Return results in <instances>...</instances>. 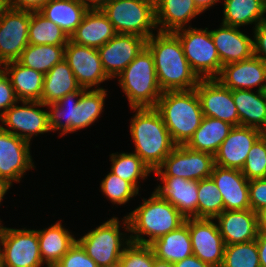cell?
<instances>
[{"label":"cell","instance_id":"7a4b0ae2","mask_svg":"<svg viewBox=\"0 0 266 267\" xmlns=\"http://www.w3.org/2000/svg\"><path fill=\"white\" fill-rule=\"evenodd\" d=\"M108 89H85L65 95L58 102L47 105L51 132L60 137L93 125L104 112Z\"/></svg>","mask_w":266,"mask_h":267},{"label":"cell","instance_id":"e575fe53","mask_svg":"<svg viewBox=\"0 0 266 267\" xmlns=\"http://www.w3.org/2000/svg\"><path fill=\"white\" fill-rule=\"evenodd\" d=\"M110 171L119 178L130 182L138 191L141 180H146L153 173L142 159L133 152H115L109 154ZM140 181V182H139Z\"/></svg>","mask_w":266,"mask_h":267},{"label":"cell","instance_id":"db71d44e","mask_svg":"<svg viewBox=\"0 0 266 267\" xmlns=\"http://www.w3.org/2000/svg\"><path fill=\"white\" fill-rule=\"evenodd\" d=\"M11 8L9 0H0V17Z\"/></svg>","mask_w":266,"mask_h":267},{"label":"cell","instance_id":"f6af8a7d","mask_svg":"<svg viewBox=\"0 0 266 267\" xmlns=\"http://www.w3.org/2000/svg\"><path fill=\"white\" fill-rule=\"evenodd\" d=\"M17 102L19 100L12 87L11 80L0 68V116Z\"/></svg>","mask_w":266,"mask_h":267},{"label":"cell","instance_id":"cb8c5ba5","mask_svg":"<svg viewBox=\"0 0 266 267\" xmlns=\"http://www.w3.org/2000/svg\"><path fill=\"white\" fill-rule=\"evenodd\" d=\"M210 33L222 66L253 56V36L245 34L240 27L220 23L219 28L211 29Z\"/></svg>","mask_w":266,"mask_h":267},{"label":"cell","instance_id":"7c38bea8","mask_svg":"<svg viewBox=\"0 0 266 267\" xmlns=\"http://www.w3.org/2000/svg\"><path fill=\"white\" fill-rule=\"evenodd\" d=\"M214 165L213 155L177 145L153 173L158 177L200 181L211 176Z\"/></svg>","mask_w":266,"mask_h":267},{"label":"cell","instance_id":"816d5d0a","mask_svg":"<svg viewBox=\"0 0 266 267\" xmlns=\"http://www.w3.org/2000/svg\"><path fill=\"white\" fill-rule=\"evenodd\" d=\"M198 9L204 13L205 11L209 10L211 7L216 5L217 3L221 2L220 0H194Z\"/></svg>","mask_w":266,"mask_h":267},{"label":"cell","instance_id":"d6a6232c","mask_svg":"<svg viewBox=\"0 0 266 267\" xmlns=\"http://www.w3.org/2000/svg\"><path fill=\"white\" fill-rule=\"evenodd\" d=\"M80 88L72 69L63 59L44 74L41 102L46 105L56 103Z\"/></svg>","mask_w":266,"mask_h":267},{"label":"cell","instance_id":"f1b7e54d","mask_svg":"<svg viewBox=\"0 0 266 267\" xmlns=\"http://www.w3.org/2000/svg\"><path fill=\"white\" fill-rule=\"evenodd\" d=\"M10 78L19 101H41L44 74L22 65L18 60L0 67Z\"/></svg>","mask_w":266,"mask_h":267},{"label":"cell","instance_id":"9a60e30c","mask_svg":"<svg viewBox=\"0 0 266 267\" xmlns=\"http://www.w3.org/2000/svg\"><path fill=\"white\" fill-rule=\"evenodd\" d=\"M31 11L10 8L0 17V67L17 61L29 44Z\"/></svg>","mask_w":266,"mask_h":267},{"label":"cell","instance_id":"277c9868","mask_svg":"<svg viewBox=\"0 0 266 267\" xmlns=\"http://www.w3.org/2000/svg\"><path fill=\"white\" fill-rule=\"evenodd\" d=\"M142 201L126 214L131 242L149 245L185 222L186 218L173 205L154 192Z\"/></svg>","mask_w":266,"mask_h":267},{"label":"cell","instance_id":"9f6ffc18","mask_svg":"<svg viewBox=\"0 0 266 267\" xmlns=\"http://www.w3.org/2000/svg\"><path fill=\"white\" fill-rule=\"evenodd\" d=\"M261 230L266 234V212L260 216Z\"/></svg>","mask_w":266,"mask_h":267},{"label":"cell","instance_id":"11a10c76","mask_svg":"<svg viewBox=\"0 0 266 267\" xmlns=\"http://www.w3.org/2000/svg\"><path fill=\"white\" fill-rule=\"evenodd\" d=\"M154 267H173L172 263L154 258Z\"/></svg>","mask_w":266,"mask_h":267},{"label":"cell","instance_id":"4fadbf2b","mask_svg":"<svg viewBox=\"0 0 266 267\" xmlns=\"http://www.w3.org/2000/svg\"><path fill=\"white\" fill-rule=\"evenodd\" d=\"M31 145L0 127V179L9 187L20 183L27 171L35 170Z\"/></svg>","mask_w":266,"mask_h":267},{"label":"cell","instance_id":"6f0895ef","mask_svg":"<svg viewBox=\"0 0 266 267\" xmlns=\"http://www.w3.org/2000/svg\"><path fill=\"white\" fill-rule=\"evenodd\" d=\"M0 267H3V265H2V252H1V249H0Z\"/></svg>","mask_w":266,"mask_h":267},{"label":"cell","instance_id":"7dc6e473","mask_svg":"<svg viewBox=\"0 0 266 267\" xmlns=\"http://www.w3.org/2000/svg\"><path fill=\"white\" fill-rule=\"evenodd\" d=\"M50 0H9L11 8L27 11H39Z\"/></svg>","mask_w":266,"mask_h":267},{"label":"cell","instance_id":"ba28073f","mask_svg":"<svg viewBox=\"0 0 266 267\" xmlns=\"http://www.w3.org/2000/svg\"><path fill=\"white\" fill-rule=\"evenodd\" d=\"M101 10L117 34H134L147 40L158 32L155 0H111Z\"/></svg>","mask_w":266,"mask_h":267},{"label":"cell","instance_id":"2e32d148","mask_svg":"<svg viewBox=\"0 0 266 267\" xmlns=\"http://www.w3.org/2000/svg\"><path fill=\"white\" fill-rule=\"evenodd\" d=\"M195 90L205 117L220 119L233 126H240L231 89L225 87L217 78H211L200 79Z\"/></svg>","mask_w":266,"mask_h":267},{"label":"cell","instance_id":"83f0119b","mask_svg":"<svg viewBox=\"0 0 266 267\" xmlns=\"http://www.w3.org/2000/svg\"><path fill=\"white\" fill-rule=\"evenodd\" d=\"M240 126L252 127L266 133V91L232 90Z\"/></svg>","mask_w":266,"mask_h":267},{"label":"cell","instance_id":"7402d4cb","mask_svg":"<svg viewBox=\"0 0 266 267\" xmlns=\"http://www.w3.org/2000/svg\"><path fill=\"white\" fill-rule=\"evenodd\" d=\"M214 220L225 245L256 240L261 229L260 215L251 209L223 211Z\"/></svg>","mask_w":266,"mask_h":267},{"label":"cell","instance_id":"ac0fdd59","mask_svg":"<svg viewBox=\"0 0 266 267\" xmlns=\"http://www.w3.org/2000/svg\"><path fill=\"white\" fill-rule=\"evenodd\" d=\"M146 46V39L134 34H116L98 48L104 71L115 79Z\"/></svg>","mask_w":266,"mask_h":267},{"label":"cell","instance_id":"f546056e","mask_svg":"<svg viewBox=\"0 0 266 267\" xmlns=\"http://www.w3.org/2000/svg\"><path fill=\"white\" fill-rule=\"evenodd\" d=\"M157 259L175 263L193 255L188 218L177 229L149 244Z\"/></svg>","mask_w":266,"mask_h":267},{"label":"cell","instance_id":"60d3db41","mask_svg":"<svg viewBox=\"0 0 266 267\" xmlns=\"http://www.w3.org/2000/svg\"><path fill=\"white\" fill-rule=\"evenodd\" d=\"M241 172L248 180L266 178V133L250 149Z\"/></svg>","mask_w":266,"mask_h":267},{"label":"cell","instance_id":"d4e9b609","mask_svg":"<svg viewBox=\"0 0 266 267\" xmlns=\"http://www.w3.org/2000/svg\"><path fill=\"white\" fill-rule=\"evenodd\" d=\"M201 14L194 0H155L158 32H174L192 27L190 22Z\"/></svg>","mask_w":266,"mask_h":267},{"label":"cell","instance_id":"5bb4252c","mask_svg":"<svg viewBox=\"0 0 266 267\" xmlns=\"http://www.w3.org/2000/svg\"><path fill=\"white\" fill-rule=\"evenodd\" d=\"M64 60L69 64L78 84L85 89H105L101 83L111 80L104 71L96 48L81 46L70 40L65 46Z\"/></svg>","mask_w":266,"mask_h":267},{"label":"cell","instance_id":"44dd1931","mask_svg":"<svg viewBox=\"0 0 266 267\" xmlns=\"http://www.w3.org/2000/svg\"><path fill=\"white\" fill-rule=\"evenodd\" d=\"M217 79L231 90L266 91V64L253 55L247 60L224 65Z\"/></svg>","mask_w":266,"mask_h":267},{"label":"cell","instance_id":"30bf717a","mask_svg":"<svg viewBox=\"0 0 266 267\" xmlns=\"http://www.w3.org/2000/svg\"><path fill=\"white\" fill-rule=\"evenodd\" d=\"M0 224L3 267H45L40 254L37 229L9 228Z\"/></svg>","mask_w":266,"mask_h":267},{"label":"cell","instance_id":"681fc988","mask_svg":"<svg viewBox=\"0 0 266 267\" xmlns=\"http://www.w3.org/2000/svg\"><path fill=\"white\" fill-rule=\"evenodd\" d=\"M173 267H213V266L201 261L195 255H191L181 261L173 263Z\"/></svg>","mask_w":266,"mask_h":267},{"label":"cell","instance_id":"ab89813d","mask_svg":"<svg viewBox=\"0 0 266 267\" xmlns=\"http://www.w3.org/2000/svg\"><path fill=\"white\" fill-rule=\"evenodd\" d=\"M100 191L106 199L117 206L125 205L134 197L141 196L139 191L130 183L127 182L111 171L101 180Z\"/></svg>","mask_w":266,"mask_h":267},{"label":"cell","instance_id":"1f68e13d","mask_svg":"<svg viewBox=\"0 0 266 267\" xmlns=\"http://www.w3.org/2000/svg\"><path fill=\"white\" fill-rule=\"evenodd\" d=\"M88 10L81 0H50L39 12L70 38Z\"/></svg>","mask_w":266,"mask_h":267},{"label":"cell","instance_id":"8992f818","mask_svg":"<svg viewBox=\"0 0 266 267\" xmlns=\"http://www.w3.org/2000/svg\"><path fill=\"white\" fill-rule=\"evenodd\" d=\"M116 79L130 108H155L163 93L157 81L153 55L146 46Z\"/></svg>","mask_w":266,"mask_h":267},{"label":"cell","instance_id":"74e56055","mask_svg":"<svg viewBox=\"0 0 266 267\" xmlns=\"http://www.w3.org/2000/svg\"><path fill=\"white\" fill-rule=\"evenodd\" d=\"M224 211V202L211 177L199 181L198 218L215 219Z\"/></svg>","mask_w":266,"mask_h":267},{"label":"cell","instance_id":"c3c4849f","mask_svg":"<svg viewBox=\"0 0 266 267\" xmlns=\"http://www.w3.org/2000/svg\"><path fill=\"white\" fill-rule=\"evenodd\" d=\"M259 262L261 267H266V234L260 229L256 238Z\"/></svg>","mask_w":266,"mask_h":267},{"label":"cell","instance_id":"ee69618b","mask_svg":"<svg viewBox=\"0 0 266 267\" xmlns=\"http://www.w3.org/2000/svg\"><path fill=\"white\" fill-rule=\"evenodd\" d=\"M249 203L260 216L266 212V178L249 180Z\"/></svg>","mask_w":266,"mask_h":267},{"label":"cell","instance_id":"f907efd6","mask_svg":"<svg viewBox=\"0 0 266 267\" xmlns=\"http://www.w3.org/2000/svg\"><path fill=\"white\" fill-rule=\"evenodd\" d=\"M88 9L101 10L111 0H81Z\"/></svg>","mask_w":266,"mask_h":267},{"label":"cell","instance_id":"5b68a950","mask_svg":"<svg viewBox=\"0 0 266 267\" xmlns=\"http://www.w3.org/2000/svg\"><path fill=\"white\" fill-rule=\"evenodd\" d=\"M155 109L176 145H186L204 118L195 89L164 91Z\"/></svg>","mask_w":266,"mask_h":267},{"label":"cell","instance_id":"ffe728a7","mask_svg":"<svg viewBox=\"0 0 266 267\" xmlns=\"http://www.w3.org/2000/svg\"><path fill=\"white\" fill-rule=\"evenodd\" d=\"M160 183L154 188L161 199L168 201L185 218H198L199 181L182 177H158Z\"/></svg>","mask_w":266,"mask_h":267},{"label":"cell","instance_id":"6da1fadb","mask_svg":"<svg viewBox=\"0 0 266 267\" xmlns=\"http://www.w3.org/2000/svg\"><path fill=\"white\" fill-rule=\"evenodd\" d=\"M146 47L153 55L157 81L163 92L195 89L200 78L190 67L173 32H156L146 40Z\"/></svg>","mask_w":266,"mask_h":267},{"label":"cell","instance_id":"52a82bcc","mask_svg":"<svg viewBox=\"0 0 266 267\" xmlns=\"http://www.w3.org/2000/svg\"><path fill=\"white\" fill-rule=\"evenodd\" d=\"M120 228L125 231L121 232ZM129 234L127 216L124 215L120 220L113 216L96 228L88 230L77 238V242L99 267H118L124 248L131 242Z\"/></svg>","mask_w":266,"mask_h":267},{"label":"cell","instance_id":"e0dca14e","mask_svg":"<svg viewBox=\"0 0 266 267\" xmlns=\"http://www.w3.org/2000/svg\"><path fill=\"white\" fill-rule=\"evenodd\" d=\"M193 255L213 267H221L225 243L214 219L188 218Z\"/></svg>","mask_w":266,"mask_h":267},{"label":"cell","instance_id":"b9f144b4","mask_svg":"<svg viewBox=\"0 0 266 267\" xmlns=\"http://www.w3.org/2000/svg\"><path fill=\"white\" fill-rule=\"evenodd\" d=\"M154 258L150 245L130 242L124 248L118 267H154Z\"/></svg>","mask_w":266,"mask_h":267},{"label":"cell","instance_id":"f35d334b","mask_svg":"<svg viewBox=\"0 0 266 267\" xmlns=\"http://www.w3.org/2000/svg\"><path fill=\"white\" fill-rule=\"evenodd\" d=\"M221 267H261L256 240L225 245Z\"/></svg>","mask_w":266,"mask_h":267},{"label":"cell","instance_id":"603a6c76","mask_svg":"<svg viewBox=\"0 0 266 267\" xmlns=\"http://www.w3.org/2000/svg\"><path fill=\"white\" fill-rule=\"evenodd\" d=\"M224 202V211L250 209L249 180L241 170L214 165L210 176Z\"/></svg>","mask_w":266,"mask_h":267},{"label":"cell","instance_id":"9c48e42d","mask_svg":"<svg viewBox=\"0 0 266 267\" xmlns=\"http://www.w3.org/2000/svg\"><path fill=\"white\" fill-rule=\"evenodd\" d=\"M173 33L179 38L190 67L200 79L220 75L223 66L207 27H186Z\"/></svg>","mask_w":266,"mask_h":267},{"label":"cell","instance_id":"4dcf8cb0","mask_svg":"<svg viewBox=\"0 0 266 267\" xmlns=\"http://www.w3.org/2000/svg\"><path fill=\"white\" fill-rule=\"evenodd\" d=\"M225 25L245 27L253 25V29L260 23L266 22L265 0H221ZM224 1V2H223Z\"/></svg>","mask_w":266,"mask_h":267},{"label":"cell","instance_id":"8d00e7d4","mask_svg":"<svg viewBox=\"0 0 266 267\" xmlns=\"http://www.w3.org/2000/svg\"><path fill=\"white\" fill-rule=\"evenodd\" d=\"M64 51L65 46L28 44L18 61L26 67L46 74L64 59Z\"/></svg>","mask_w":266,"mask_h":267},{"label":"cell","instance_id":"484cf974","mask_svg":"<svg viewBox=\"0 0 266 267\" xmlns=\"http://www.w3.org/2000/svg\"><path fill=\"white\" fill-rule=\"evenodd\" d=\"M117 32L102 10L89 9L69 40L81 46L100 48Z\"/></svg>","mask_w":266,"mask_h":267},{"label":"cell","instance_id":"836d02e7","mask_svg":"<svg viewBox=\"0 0 266 267\" xmlns=\"http://www.w3.org/2000/svg\"><path fill=\"white\" fill-rule=\"evenodd\" d=\"M233 127L228 122L204 116L201 125L186 146L214 156Z\"/></svg>","mask_w":266,"mask_h":267},{"label":"cell","instance_id":"7bdbcfd3","mask_svg":"<svg viewBox=\"0 0 266 267\" xmlns=\"http://www.w3.org/2000/svg\"><path fill=\"white\" fill-rule=\"evenodd\" d=\"M54 267H99L76 241Z\"/></svg>","mask_w":266,"mask_h":267},{"label":"cell","instance_id":"d6986e66","mask_svg":"<svg viewBox=\"0 0 266 267\" xmlns=\"http://www.w3.org/2000/svg\"><path fill=\"white\" fill-rule=\"evenodd\" d=\"M264 133L246 126H234L214 155L217 166L242 170L252 146Z\"/></svg>","mask_w":266,"mask_h":267},{"label":"cell","instance_id":"4316f807","mask_svg":"<svg viewBox=\"0 0 266 267\" xmlns=\"http://www.w3.org/2000/svg\"><path fill=\"white\" fill-rule=\"evenodd\" d=\"M61 222L60 219L37 230L40 254L46 267H54L77 241L74 233Z\"/></svg>","mask_w":266,"mask_h":267},{"label":"cell","instance_id":"f5cc1de1","mask_svg":"<svg viewBox=\"0 0 266 267\" xmlns=\"http://www.w3.org/2000/svg\"><path fill=\"white\" fill-rule=\"evenodd\" d=\"M11 187H9L3 180L0 179V206L3 200L5 199V195L10 190ZM2 223V220L0 218V224Z\"/></svg>","mask_w":266,"mask_h":267},{"label":"cell","instance_id":"d590c367","mask_svg":"<svg viewBox=\"0 0 266 267\" xmlns=\"http://www.w3.org/2000/svg\"><path fill=\"white\" fill-rule=\"evenodd\" d=\"M28 41L31 45L66 46L69 37L39 11H31Z\"/></svg>","mask_w":266,"mask_h":267},{"label":"cell","instance_id":"8fae6325","mask_svg":"<svg viewBox=\"0 0 266 267\" xmlns=\"http://www.w3.org/2000/svg\"><path fill=\"white\" fill-rule=\"evenodd\" d=\"M44 107L41 101H19L0 116V127L32 144L34 137L51 132Z\"/></svg>","mask_w":266,"mask_h":267},{"label":"cell","instance_id":"bcb514c9","mask_svg":"<svg viewBox=\"0 0 266 267\" xmlns=\"http://www.w3.org/2000/svg\"><path fill=\"white\" fill-rule=\"evenodd\" d=\"M252 31L253 55L266 64V22L260 23Z\"/></svg>","mask_w":266,"mask_h":267},{"label":"cell","instance_id":"3957f363","mask_svg":"<svg viewBox=\"0 0 266 267\" xmlns=\"http://www.w3.org/2000/svg\"><path fill=\"white\" fill-rule=\"evenodd\" d=\"M129 131L137 154L154 172L177 146L155 108H131Z\"/></svg>","mask_w":266,"mask_h":267}]
</instances>
